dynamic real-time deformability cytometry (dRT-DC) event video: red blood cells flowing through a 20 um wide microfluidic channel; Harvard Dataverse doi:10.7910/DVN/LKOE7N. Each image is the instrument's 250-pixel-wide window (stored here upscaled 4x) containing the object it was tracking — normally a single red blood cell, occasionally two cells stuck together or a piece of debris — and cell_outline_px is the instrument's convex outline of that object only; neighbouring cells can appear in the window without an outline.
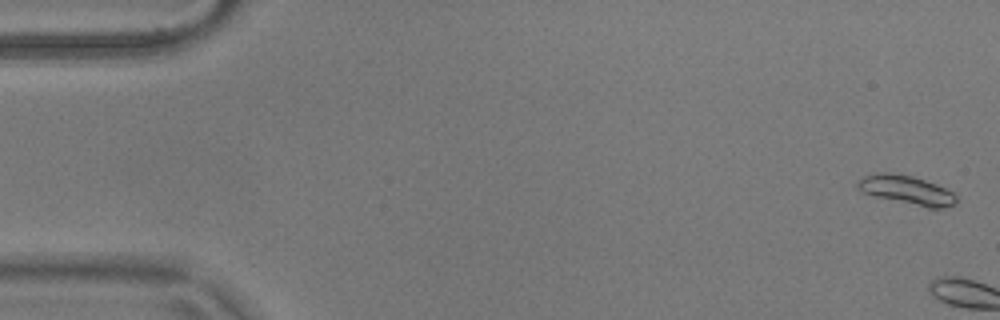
{"species": "common noctule bat (a hibernating species)", "species_latin": "Nyctalus noctula", "temperature_condition": "warm", "stored_images_in_passage": 5, "camera_frame_rate_fps": 3000, "um_per_image_px": 0.085, "animal": {"sex": "male", "body_mass_g": 17.9}, "frame": {"image": 1, "passage_image": 2, "time_ms": 0.333, "image_size_px": [1000, 320], "cell_outline_px": [[956, 204], [944, 208], [928, 208], [876, 196], [864, 192], [856, 188], [856, 184], [864, 176], [884, 172], [888, 172], [912, 176], [936, 184], [952, 192], [956, 196]], "centroid_in_image_um": [77.09, 16.16], "position_along_channel_um": 7.9, "area_um2": 16.36}}